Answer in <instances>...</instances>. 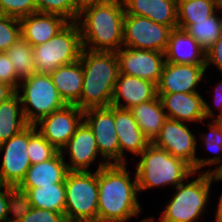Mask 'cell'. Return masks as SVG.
Masks as SVG:
<instances>
[{"label": "cell", "mask_w": 222, "mask_h": 222, "mask_svg": "<svg viewBox=\"0 0 222 222\" xmlns=\"http://www.w3.org/2000/svg\"><path fill=\"white\" fill-rule=\"evenodd\" d=\"M13 222H66V219L62 213L27 206L18 199Z\"/></svg>", "instance_id": "cell-31"}, {"label": "cell", "mask_w": 222, "mask_h": 222, "mask_svg": "<svg viewBox=\"0 0 222 222\" xmlns=\"http://www.w3.org/2000/svg\"><path fill=\"white\" fill-rule=\"evenodd\" d=\"M21 37L18 18L0 13V52H6Z\"/></svg>", "instance_id": "cell-34"}, {"label": "cell", "mask_w": 222, "mask_h": 222, "mask_svg": "<svg viewBox=\"0 0 222 222\" xmlns=\"http://www.w3.org/2000/svg\"><path fill=\"white\" fill-rule=\"evenodd\" d=\"M165 59L173 64L205 65V51L186 30L175 28L169 35Z\"/></svg>", "instance_id": "cell-21"}, {"label": "cell", "mask_w": 222, "mask_h": 222, "mask_svg": "<svg viewBox=\"0 0 222 222\" xmlns=\"http://www.w3.org/2000/svg\"><path fill=\"white\" fill-rule=\"evenodd\" d=\"M119 74H126L158 84L166 62L165 53L122 47L115 52Z\"/></svg>", "instance_id": "cell-13"}, {"label": "cell", "mask_w": 222, "mask_h": 222, "mask_svg": "<svg viewBox=\"0 0 222 222\" xmlns=\"http://www.w3.org/2000/svg\"><path fill=\"white\" fill-rule=\"evenodd\" d=\"M79 60L83 68V88L76 106L83 111L110 106L119 75L115 52L91 51L83 48Z\"/></svg>", "instance_id": "cell-3"}, {"label": "cell", "mask_w": 222, "mask_h": 222, "mask_svg": "<svg viewBox=\"0 0 222 222\" xmlns=\"http://www.w3.org/2000/svg\"><path fill=\"white\" fill-rule=\"evenodd\" d=\"M218 207L216 208V216L215 222H222V194L220 195L219 203L217 204Z\"/></svg>", "instance_id": "cell-44"}, {"label": "cell", "mask_w": 222, "mask_h": 222, "mask_svg": "<svg viewBox=\"0 0 222 222\" xmlns=\"http://www.w3.org/2000/svg\"><path fill=\"white\" fill-rule=\"evenodd\" d=\"M124 16L122 0H103L83 7L77 19L83 48L117 52L123 47Z\"/></svg>", "instance_id": "cell-2"}, {"label": "cell", "mask_w": 222, "mask_h": 222, "mask_svg": "<svg viewBox=\"0 0 222 222\" xmlns=\"http://www.w3.org/2000/svg\"><path fill=\"white\" fill-rule=\"evenodd\" d=\"M84 121L93 132L103 162L120 164V146L115 130L114 106L87 109L84 111Z\"/></svg>", "instance_id": "cell-11"}, {"label": "cell", "mask_w": 222, "mask_h": 222, "mask_svg": "<svg viewBox=\"0 0 222 222\" xmlns=\"http://www.w3.org/2000/svg\"><path fill=\"white\" fill-rule=\"evenodd\" d=\"M50 76L67 105H76L80 101L83 88V68L80 60L59 66Z\"/></svg>", "instance_id": "cell-25"}, {"label": "cell", "mask_w": 222, "mask_h": 222, "mask_svg": "<svg viewBox=\"0 0 222 222\" xmlns=\"http://www.w3.org/2000/svg\"><path fill=\"white\" fill-rule=\"evenodd\" d=\"M131 181L126 164H108L98 169L97 222H126L140 215L136 173Z\"/></svg>", "instance_id": "cell-1"}, {"label": "cell", "mask_w": 222, "mask_h": 222, "mask_svg": "<svg viewBox=\"0 0 222 222\" xmlns=\"http://www.w3.org/2000/svg\"><path fill=\"white\" fill-rule=\"evenodd\" d=\"M16 92L19 94L25 119L30 125H35L43 117L67 105L53 84L50 74L34 73L20 81Z\"/></svg>", "instance_id": "cell-8"}, {"label": "cell", "mask_w": 222, "mask_h": 222, "mask_svg": "<svg viewBox=\"0 0 222 222\" xmlns=\"http://www.w3.org/2000/svg\"><path fill=\"white\" fill-rule=\"evenodd\" d=\"M222 11L221 0H177V28L185 30L195 21Z\"/></svg>", "instance_id": "cell-28"}, {"label": "cell", "mask_w": 222, "mask_h": 222, "mask_svg": "<svg viewBox=\"0 0 222 222\" xmlns=\"http://www.w3.org/2000/svg\"><path fill=\"white\" fill-rule=\"evenodd\" d=\"M16 91L8 84L0 82V103L12 97Z\"/></svg>", "instance_id": "cell-41"}, {"label": "cell", "mask_w": 222, "mask_h": 222, "mask_svg": "<svg viewBox=\"0 0 222 222\" xmlns=\"http://www.w3.org/2000/svg\"><path fill=\"white\" fill-rule=\"evenodd\" d=\"M185 30L199 43L200 47L206 52L222 35V17L220 18L215 12L206 20L195 21Z\"/></svg>", "instance_id": "cell-30"}, {"label": "cell", "mask_w": 222, "mask_h": 222, "mask_svg": "<svg viewBox=\"0 0 222 222\" xmlns=\"http://www.w3.org/2000/svg\"><path fill=\"white\" fill-rule=\"evenodd\" d=\"M37 12L57 14L69 22H77L80 10L73 0H35Z\"/></svg>", "instance_id": "cell-32"}, {"label": "cell", "mask_w": 222, "mask_h": 222, "mask_svg": "<svg viewBox=\"0 0 222 222\" xmlns=\"http://www.w3.org/2000/svg\"><path fill=\"white\" fill-rule=\"evenodd\" d=\"M213 101H215V105H218V109L221 108L219 114H222V81L215 86V96Z\"/></svg>", "instance_id": "cell-42"}, {"label": "cell", "mask_w": 222, "mask_h": 222, "mask_svg": "<svg viewBox=\"0 0 222 222\" xmlns=\"http://www.w3.org/2000/svg\"><path fill=\"white\" fill-rule=\"evenodd\" d=\"M129 110L143 134L152 142L167 120L161 99L156 96L153 100L142 102Z\"/></svg>", "instance_id": "cell-26"}, {"label": "cell", "mask_w": 222, "mask_h": 222, "mask_svg": "<svg viewBox=\"0 0 222 222\" xmlns=\"http://www.w3.org/2000/svg\"><path fill=\"white\" fill-rule=\"evenodd\" d=\"M18 199L27 206L51 210L64 215L65 183H54L32 189H16Z\"/></svg>", "instance_id": "cell-24"}, {"label": "cell", "mask_w": 222, "mask_h": 222, "mask_svg": "<svg viewBox=\"0 0 222 222\" xmlns=\"http://www.w3.org/2000/svg\"><path fill=\"white\" fill-rule=\"evenodd\" d=\"M154 218L153 217H149V218H145L143 220H140L139 222H154Z\"/></svg>", "instance_id": "cell-46"}, {"label": "cell", "mask_w": 222, "mask_h": 222, "mask_svg": "<svg viewBox=\"0 0 222 222\" xmlns=\"http://www.w3.org/2000/svg\"><path fill=\"white\" fill-rule=\"evenodd\" d=\"M21 36L33 47L54 37L69 21L57 14L32 13L19 19Z\"/></svg>", "instance_id": "cell-20"}, {"label": "cell", "mask_w": 222, "mask_h": 222, "mask_svg": "<svg viewBox=\"0 0 222 222\" xmlns=\"http://www.w3.org/2000/svg\"><path fill=\"white\" fill-rule=\"evenodd\" d=\"M27 151L31 165L51 159L58 152L38 130L29 138Z\"/></svg>", "instance_id": "cell-33"}, {"label": "cell", "mask_w": 222, "mask_h": 222, "mask_svg": "<svg viewBox=\"0 0 222 222\" xmlns=\"http://www.w3.org/2000/svg\"><path fill=\"white\" fill-rule=\"evenodd\" d=\"M221 163V164H220ZM215 169H208L204 172H208L213 174V181H221L222 180V156H213L212 158H196V173L202 172V168L208 165H217ZM201 169V170H200Z\"/></svg>", "instance_id": "cell-39"}, {"label": "cell", "mask_w": 222, "mask_h": 222, "mask_svg": "<svg viewBox=\"0 0 222 222\" xmlns=\"http://www.w3.org/2000/svg\"><path fill=\"white\" fill-rule=\"evenodd\" d=\"M27 125L19 94L0 103V144L8 141Z\"/></svg>", "instance_id": "cell-27"}, {"label": "cell", "mask_w": 222, "mask_h": 222, "mask_svg": "<svg viewBox=\"0 0 222 222\" xmlns=\"http://www.w3.org/2000/svg\"><path fill=\"white\" fill-rule=\"evenodd\" d=\"M206 65L173 64L165 62L157 86V94L198 92L196 86L204 79Z\"/></svg>", "instance_id": "cell-16"}, {"label": "cell", "mask_w": 222, "mask_h": 222, "mask_svg": "<svg viewBox=\"0 0 222 222\" xmlns=\"http://www.w3.org/2000/svg\"><path fill=\"white\" fill-rule=\"evenodd\" d=\"M212 122L207 123L210 132L201 133L203 135H200V139L204 141V146H206L207 150L209 149L210 152L213 151L214 154H220L219 152L222 153V131L214 121Z\"/></svg>", "instance_id": "cell-38"}, {"label": "cell", "mask_w": 222, "mask_h": 222, "mask_svg": "<svg viewBox=\"0 0 222 222\" xmlns=\"http://www.w3.org/2000/svg\"><path fill=\"white\" fill-rule=\"evenodd\" d=\"M37 12L35 0H0V13L22 18Z\"/></svg>", "instance_id": "cell-35"}, {"label": "cell", "mask_w": 222, "mask_h": 222, "mask_svg": "<svg viewBox=\"0 0 222 222\" xmlns=\"http://www.w3.org/2000/svg\"><path fill=\"white\" fill-rule=\"evenodd\" d=\"M18 194L15 187L0 184V222H13V217Z\"/></svg>", "instance_id": "cell-36"}, {"label": "cell", "mask_w": 222, "mask_h": 222, "mask_svg": "<svg viewBox=\"0 0 222 222\" xmlns=\"http://www.w3.org/2000/svg\"><path fill=\"white\" fill-rule=\"evenodd\" d=\"M136 165V177L139 194L153 187L170 185L174 188L189 177L195 176L190 164L169 154L165 149L152 142L139 155Z\"/></svg>", "instance_id": "cell-4"}, {"label": "cell", "mask_w": 222, "mask_h": 222, "mask_svg": "<svg viewBox=\"0 0 222 222\" xmlns=\"http://www.w3.org/2000/svg\"><path fill=\"white\" fill-rule=\"evenodd\" d=\"M215 64L222 73V35L214 42V44L205 52V65Z\"/></svg>", "instance_id": "cell-40"}, {"label": "cell", "mask_w": 222, "mask_h": 222, "mask_svg": "<svg viewBox=\"0 0 222 222\" xmlns=\"http://www.w3.org/2000/svg\"><path fill=\"white\" fill-rule=\"evenodd\" d=\"M114 123L120 146V164H126L125 151L139 156L151 142L143 134L129 109L114 107Z\"/></svg>", "instance_id": "cell-19"}, {"label": "cell", "mask_w": 222, "mask_h": 222, "mask_svg": "<svg viewBox=\"0 0 222 222\" xmlns=\"http://www.w3.org/2000/svg\"><path fill=\"white\" fill-rule=\"evenodd\" d=\"M6 54L20 81L36 73L33 46L22 36L6 51Z\"/></svg>", "instance_id": "cell-29"}, {"label": "cell", "mask_w": 222, "mask_h": 222, "mask_svg": "<svg viewBox=\"0 0 222 222\" xmlns=\"http://www.w3.org/2000/svg\"><path fill=\"white\" fill-rule=\"evenodd\" d=\"M68 168L58 151L51 159L30 166L16 189H32L54 183H64Z\"/></svg>", "instance_id": "cell-22"}, {"label": "cell", "mask_w": 222, "mask_h": 222, "mask_svg": "<svg viewBox=\"0 0 222 222\" xmlns=\"http://www.w3.org/2000/svg\"><path fill=\"white\" fill-rule=\"evenodd\" d=\"M20 80L6 52H0V82L10 85L15 91L18 90Z\"/></svg>", "instance_id": "cell-37"}, {"label": "cell", "mask_w": 222, "mask_h": 222, "mask_svg": "<svg viewBox=\"0 0 222 222\" xmlns=\"http://www.w3.org/2000/svg\"><path fill=\"white\" fill-rule=\"evenodd\" d=\"M156 96L155 83L135 76L119 74L114 86L111 105L131 109L142 102L153 100Z\"/></svg>", "instance_id": "cell-18"}, {"label": "cell", "mask_w": 222, "mask_h": 222, "mask_svg": "<svg viewBox=\"0 0 222 222\" xmlns=\"http://www.w3.org/2000/svg\"><path fill=\"white\" fill-rule=\"evenodd\" d=\"M215 119H213V121L215 122V124L221 129L222 131V114H218V117H214Z\"/></svg>", "instance_id": "cell-45"}, {"label": "cell", "mask_w": 222, "mask_h": 222, "mask_svg": "<svg viewBox=\"0 0 222 222\" xmlns=\"http://www.w3.org/2000/svg\"><path fill=\"white\" fill-rule=\"evenodd\" d=\"M81 32L77 22H69L47 42L34 46L36 73L51 74L56 68L80 59Z\"/></svg>", "instance_id": "cell-7"}, {"label": "cell", "mask_w": 222, "mask_h": 222, "mask_svg": "<svg viewBox=\"0 0 222 222\" xmlns=\"http://www.w3.org/2000/svg\"><path fill=\"white\" fill-rule=\"evenodd\" d=\"M60 152L63 156L69 152L70 163L65 162L68 171H90L89 166L100 154L93 132L85 121L81 122Z\"/></svg>", "instance_id": "cell-17"}, {"label": "cell", "mask_w": 222, "mask_h": 222, "mask_svg": "<svg viewBox=\"0 0 222 222\" xmlns=\"http://www.w3.org/2000/svg\"><path fill=\"white\" fill-rule=\"evenodd\" d=\"M196 174L198 178L186 184L182 182L174 188L176 192L167 202L158 222H197L202 216L209 200L213 174Z\"/></svg>", "instance_id": "cell-6"}, {"label": "cell", "mask_w": 222, "mask_h": 222, "mask_svg": "<svg viewBox=\"0 0 222 222\" xmlns=\"http://www.w3.org/2000/svg\"><path fill=\"white\" fill-rule=\"evenodd\" d=\"M171 30L169 26L156 23L150 18L125 13L123 47L165 53Z\"/></svg>", "instance_id": "cell-9"}, {"label": "cell", "mask_w": 222, "mask_h": 222, "mask_svg": "<svg viewBox=\"0 0 222 222\" xmlns=\"http://www.w3.org/2000/svg\"><path fill=\"white\" fill-rule=\"evenodd\" d=\"M125 13L177 28V0H122Z\"/></svg>", "instance_id": "cell-23"}, {"label": "cell", "mask_w": 222, "mask_h": 222, "mask_svg": "<svg viewBox=\"0 0 222 222\" xmlns=\"http://www.w3.org/2000/svg\"><path fill=\"white\" fill-rule=\"evenodd\" d=\"M197 141L195 134L185 122L167 118L152 143L186 161L196 173Z\"/></svg>", "instance_id": "cell-12"}, {"label": "cell", "mask_w": 222, "mask_h": 222, "mask_svg": "<svg viewBox=\"0 0 222 222\" xmlns=\"http://www.w3.org/2000/svg\"><path fill=\"white\" fill-rule=\"evenodd\" d=\"M100 161L95 172L68 171L65 177L66 222H97L98 212V169L107 166Z\"/></svg>", "instance_id": "cell-5"}, {"label": "cell", "mask_w": 222, "mask_h": 222, "mask_svg": "<svg viewBox=\"0 0 222 222\" xmlns=\"http://www.w3.org/2000/svg\"><path fill=\"white\" fill-rule=\"evenodd\" d=\"M37 131L35 125H27L8 141L0 144V152L4 150V157L0 168V183L17 187L23 180L31 163L27 146L29 138Z\"/></svg>", "instance_id": "cell-10"}, {"label": "cell", "mask_w": 222, "mask_h": 222, "mask_svg": "<svg viewBox=\"0 0 222 222\" xmlns=\"http://www.w3.org/2000/svg\"><path fill=\"white\" fill-rule=\"evenodd\" d=\"M161 99L167 118L181 122H203L205 119L216 117V113L203 99L199 92L157 94ZM167 110V112H166ZM215 113V114H214Z\"/></svg>", "instance_id": "cell-15"}, {"label": "cell", "mask_w": 222, "mask_h": 222, "mask_svg": "<svg viewBox=\"0 0 222 222\" xmlns=\"http://www.w3.org/2000/svg\"><path fill=\"white\" fill-rule=\"evenodd\" d=\"M83 120V110L76 105H66L62 109L43 117L35 126L38 132L60 151Z\"/></svg>", "instance_id": "cell-14"}, {"label": "cell", "mask_w": 222, "mask_h": 222, "mask_svg": "<svg viewBox=\"0 0 222 222\" xmlns=\"http://www.w3.org/2000/svg\"><path fill=\"white\" fill-rule=\"evenodd\" d=\"M101 1L103 0H73V3L79 10H81L83 7H86L88 5H92L95 3H99Z\"/></svg>", "instance_id": "cell-43"}]
</instances>
